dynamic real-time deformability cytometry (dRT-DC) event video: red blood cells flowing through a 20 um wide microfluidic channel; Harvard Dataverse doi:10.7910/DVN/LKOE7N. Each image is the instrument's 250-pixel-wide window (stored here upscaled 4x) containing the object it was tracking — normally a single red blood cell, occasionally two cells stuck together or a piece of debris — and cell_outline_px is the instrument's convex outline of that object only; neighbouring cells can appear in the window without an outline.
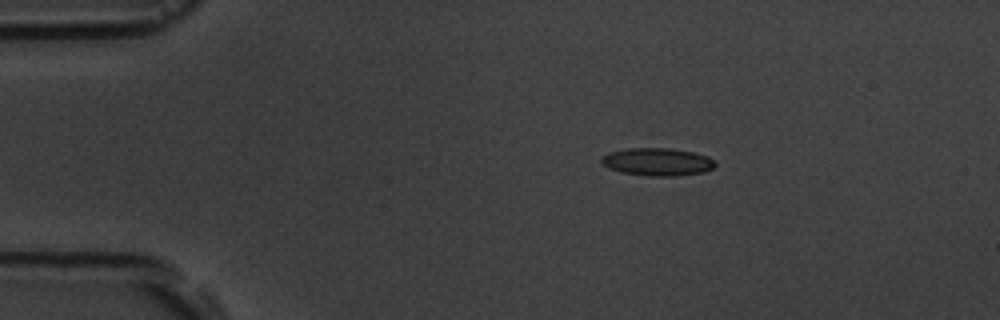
{"species": "common noctule bat (a hibernating species)", "species_latin": "Nyctalus noctula", "temperature_condition": "room temperature", "stored_images_in_passage": 4, "camera_frame_rate_fps": 3000, "um_per_image_px": 0.085, "animal": {"sex": "male", "body_mass_g": 19.5, "forearm_length_mm": 54.6}, "frame": {"image": 1, "passage_image": 4, "time_ms": 4.333, "image_size_px": [1000, 320], "cell_outline_px": [[716, 164], [712, 168], [704, 172], [676, 176], [652, 176], [624, 172], [608, 168], [600, 160], [608, 152], [628, 148], [668, 148], [692, 152], [708, 156]], "centroid_in_image_um": [55.88, 13.75], "position_along_channel_um": 29.1, "area_um2": 18.15}}